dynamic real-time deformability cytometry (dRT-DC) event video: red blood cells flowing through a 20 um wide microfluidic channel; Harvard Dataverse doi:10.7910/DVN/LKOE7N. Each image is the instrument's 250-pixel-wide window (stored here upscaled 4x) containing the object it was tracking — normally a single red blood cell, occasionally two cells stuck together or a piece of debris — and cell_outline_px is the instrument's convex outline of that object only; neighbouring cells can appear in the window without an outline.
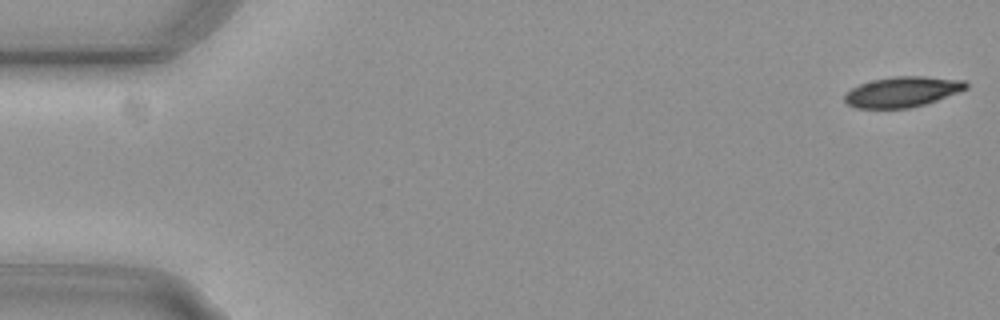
{"species": "common noctule bat (a hibernating species)", "species_latin": "Nyctalus noctula", "temperature_condition": "cold", "stored_images_in_passage": 53, "camera_frame_rate_fps": 3000, "um_per_image_px": 0.085, "animal": {"sex": "female", "body_mass_g": 29.2, "forearm_length_mm": 56.3}, "frame": {"image": 1, "passage_image": 1, "time_ms": 0.0, "image_size_px": [1000, 320], "cell_outline_px": [[968, 88], [936, 100], [924, 104], [908, 108], [856, 108], [848, 104], [844, 100], [844, 96], [852, 88], [860, 84], [872, 80], [892, 76], [924, 76], [964, 80], [968, 84]], "centroid_in_image_um": [76.69, 7.79], "position_along_channel_um": 8.3, "area_um2": 21.33}}
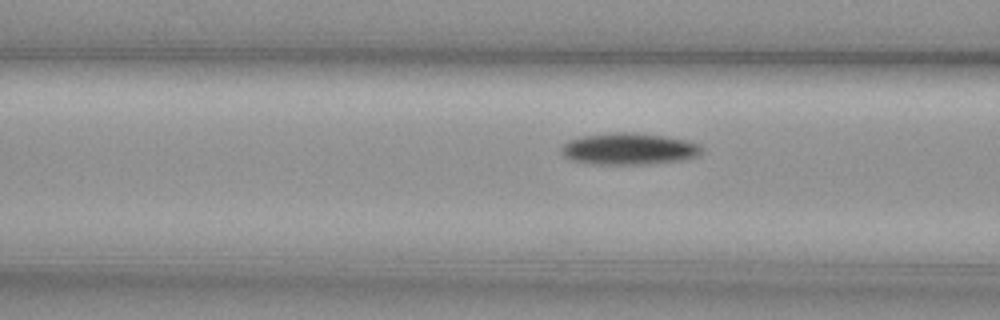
{"frame": {"image": 2, "passage_image": 21, "time_ms": 6.667, "image_size_px": [1000, 320], "cell_outline_px": [[704, 152], [700, 156], [680, 160], [644, 164], [592, 164], [572, 160], [564, 156], [560, 152], [560, 148], [568, 140], [580, 136], [616, 132], [632, 132], [664, 136], [688, 140], [700, 144], [704, 148]], "centroid_in_image_um": [53.48, 12.65], "position_along_channel_um": 113.1, "area_um2": 26.18}}
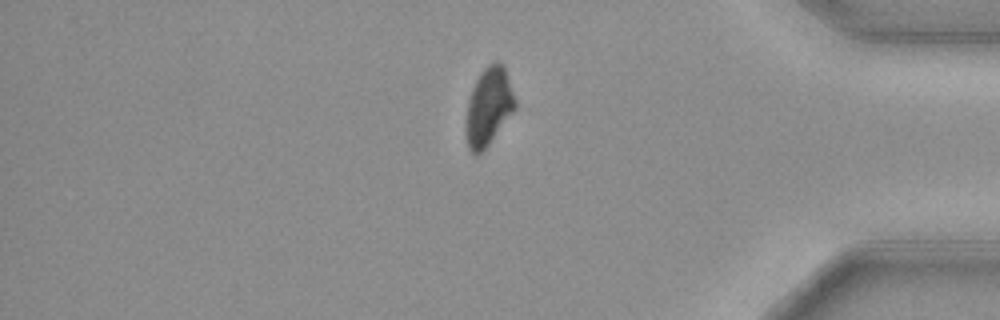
{"frame": {"image": 3, "passage_image": 46, "time_ms": 15.0, "image_size_px": [1000, 320], "cell_outline_px": [[516, 108], [488, 144], [476, 156], [468, 148], [464, 128], [468, 100], [472, 88], [480, 72], [488, 64], [496, 60], [504, 68], [516, 100]], "centroid_in_image_um": [41.5, 9.07], "position_along_channel_um": 393.7, "area_um2": 22.14}, "authors_computed_cell_mechanics": {"area_um2": 24.1026, "velocity_mm_per_s": 3.7213, "shape_relaxation_time_tau1_ms": 3.3628, "shape_relaxation_time_tau2_ms": null, "deformation_change_tau1": 0.1119, "deformation_change_tau2": null}}